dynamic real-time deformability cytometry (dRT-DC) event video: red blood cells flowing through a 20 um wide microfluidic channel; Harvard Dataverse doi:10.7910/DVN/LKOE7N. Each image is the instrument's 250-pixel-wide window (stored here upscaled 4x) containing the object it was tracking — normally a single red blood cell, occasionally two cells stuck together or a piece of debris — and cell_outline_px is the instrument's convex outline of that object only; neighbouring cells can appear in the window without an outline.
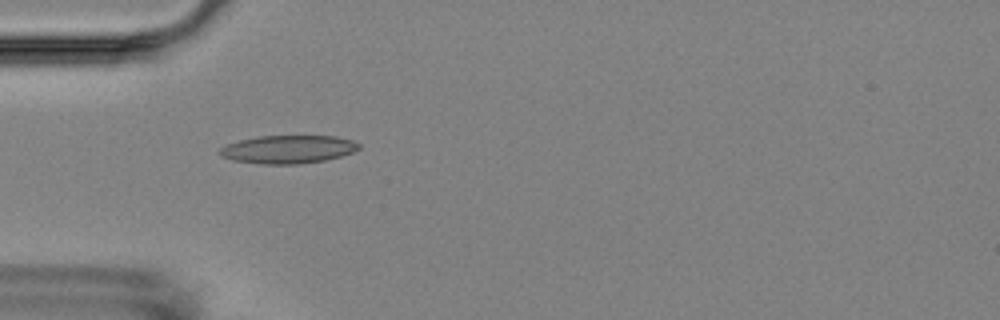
{"species": "Egyptian fruit bat (a non-hibernating species)", "species_latin": "Rousettus aegyptiacus", "temperature_condition": "room temperature", "stored_images_in_passage": 6, "camera_frame_rate_fps": 3000, "um_per_image_px": 0.085, "animal": {"sex": "female"}, "frame": {"image": 1, "passage_image": 5, "time_ms": 4.667, "image_size_px": [1000, 320], "cell_outline_px": [[360, 148], [352, 152], [340, 156], [324, 160], [300, 164], [260, 164], [232, 160], [220, 156], [216, 152], [220, 148], [228, 144], [240, 140], [260, 136], [336, 136], [352, 140], [360, 144]], "centroid_in_image_um": [24.46, 12.7], "position_along_channel_um": 60.5, "area_um2": 22.83}}
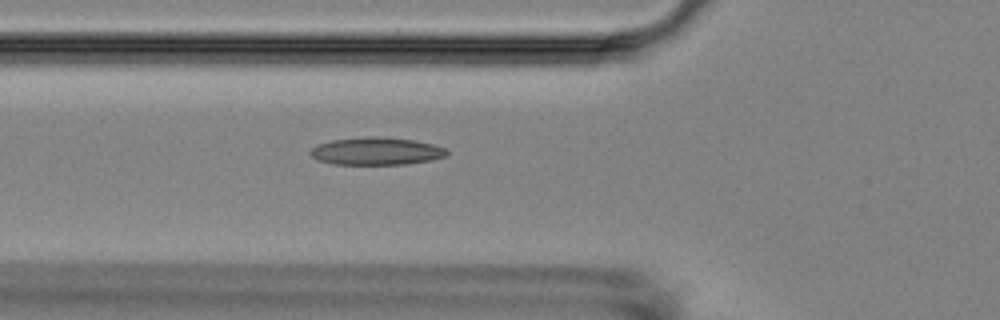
{"frame": {"image": 2, "passage_image": 6, "time_ms": 5.667, "image_size_px": [1000, 320], "cell_outline_px": [[448, 156], [432, 160], [404, 164], [332, 164], [316, 160], [308, 152], [316, 144], [332, 140], [364, 136], [384, 136], [412, 140], [436, 144], [448, 148]], "centroid_in_image_um": [32.01, 12.84], "position_along_channel_um": 93.8, "area_um2": 22.37}}